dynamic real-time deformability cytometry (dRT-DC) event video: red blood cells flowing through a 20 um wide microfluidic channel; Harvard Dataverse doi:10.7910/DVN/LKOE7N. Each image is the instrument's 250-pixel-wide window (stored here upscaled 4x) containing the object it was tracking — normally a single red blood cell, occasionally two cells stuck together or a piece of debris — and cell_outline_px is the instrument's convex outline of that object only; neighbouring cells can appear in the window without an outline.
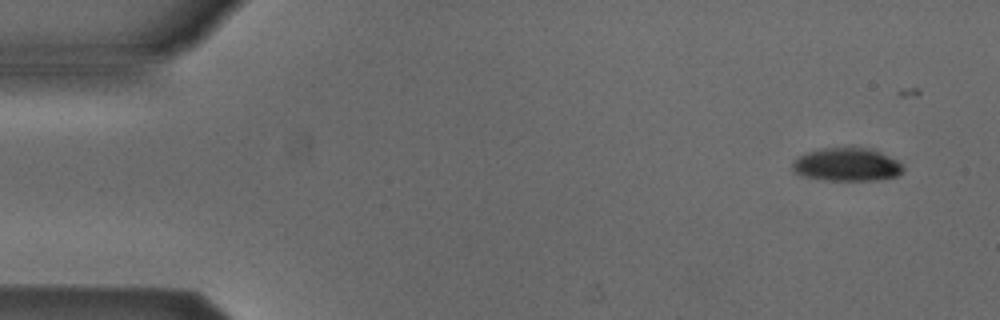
{"species": "Egyptian fruit bat (a non-hibernating species)", "species_latin": "Rousettus aegyptiacus", "temperature_condition": "cold", "stored_images_in_passage": 7, "camera_frame_rate_fps": 3000, "um_per_image_px": 0.085, "animal": {"sex": "male"}, "frame": {"image": 1, "passage_image": 1, "time_ms": 0.0, "image_size_px": [1000, 320], "cell_outline_px": [[904, 168], [896, 176], [876, 180], [824, 180], [804, 176], [792, 172], [792, 164], [800, 156], [808, 152], [820, 148], [872, 148], [896, 160]], "centroid_in_image_um": [71.95, 13.99], "position_along_channel_um": 13.0, "area_um2": 21.15}}
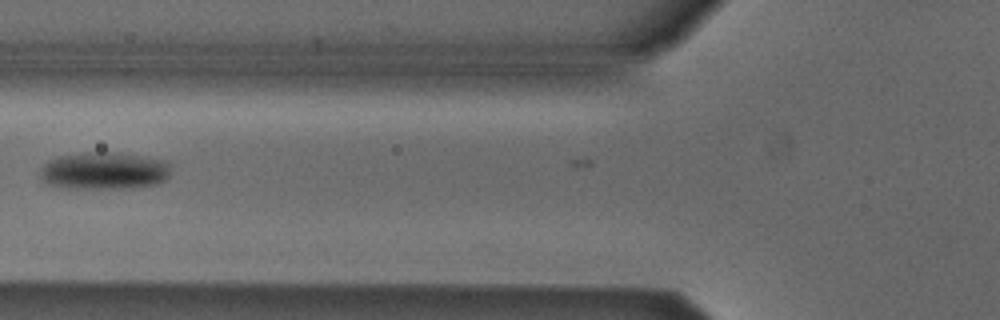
{"frame": {"image": 2, "passage_image": 6, "time_ms": 1.667, "image_size_px": [1000, 320], "cell_outline_px": [[168, 176], [164, 180], [156, 184], [132, 188], [64, 188], [48, 184], [40, 176], [40, 168], [44, 164], [60, 156], [88, 152], [112, 152], [164, 160], [168, 164]], "centroid_in_image_um": [8.82, 14.53], "position_along_channel_um": 117.0, "area_um2": 28.09}}